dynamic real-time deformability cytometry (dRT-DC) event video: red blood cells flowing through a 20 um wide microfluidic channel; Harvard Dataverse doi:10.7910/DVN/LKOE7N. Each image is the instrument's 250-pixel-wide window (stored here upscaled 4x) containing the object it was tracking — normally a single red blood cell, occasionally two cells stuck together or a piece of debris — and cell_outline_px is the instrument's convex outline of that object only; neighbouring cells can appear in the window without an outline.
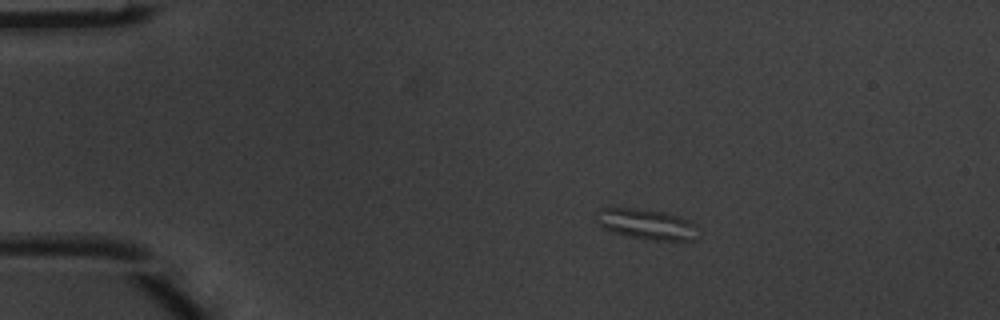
{"species": "common noctule bat (a hibernating species)", "species_latin": "Nyctalus noctula", "temperature_condition": "warm", "stored_images_in_passage": 6, "camera_frame_rate_fps": 3000, "um_per_image_px": 0.085, "animal": {"sex": "male", "body_mass_g": 20.1, "forearm_length_mm": 53.5}, "frame": {"image": 1, "passage_image": 2, "time_ms": 0.333, "image_size_px": [1000, 320], "cell_outline_px": [[696, 224], [692, 240], [652, 240], [628, 236], [604, 228], [596, 220], [596, 212], [600, 208], [636, 208], [664, 212], [688, 220]], "centroid_in_image_um": [54.9, 19.04], "position_along_channel_um": 30.1, "area_um2": 17.57}}
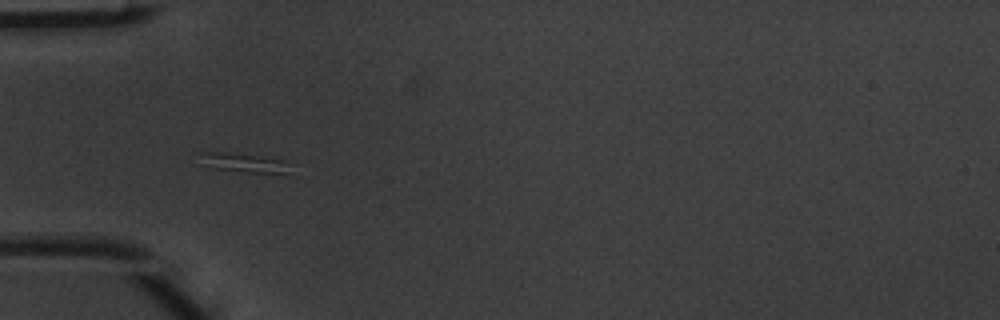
{"frame": {"image": 2, "passage_image": 4, "time_ms": 1.0, "image_size_px": [1000, 320], "cell_outline_px": [[288, 176], [244, 172], [212, 168], [200, 164], [196, 152], [220, 152], [256, 156], [284, 160]], "centroid_in_image_um": [20.64, 13.87], "position_along_channel_um": 64.4, "area_um2": 10.35}}